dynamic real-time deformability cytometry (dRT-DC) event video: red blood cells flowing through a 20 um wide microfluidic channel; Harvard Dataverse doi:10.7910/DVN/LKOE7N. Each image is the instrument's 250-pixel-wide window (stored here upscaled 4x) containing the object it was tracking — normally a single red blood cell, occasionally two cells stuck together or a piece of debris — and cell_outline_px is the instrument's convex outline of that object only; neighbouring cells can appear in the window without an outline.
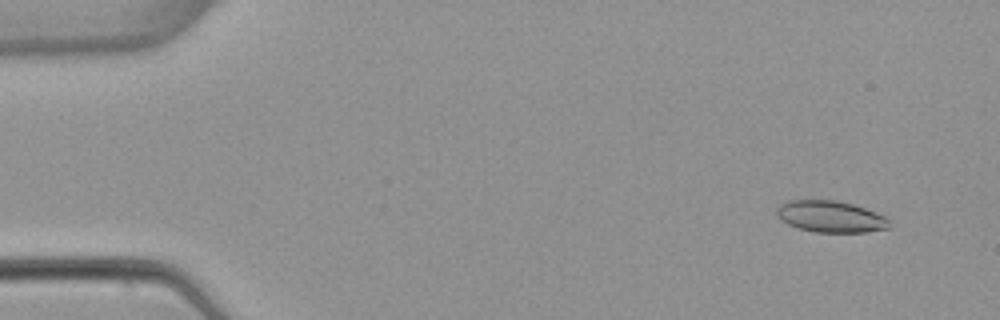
{"species": "common noctule bat (a hibernating species)", "species_latin": "Nyctalus noctula", "temperature_condition": "warm", "stored_images_in_passage": 4, "camera_frame_rate_fps": 3000, "um_per_image_px": 0.085, "animal": {"sex": "female", "body_mass_g": 22.7, "forearm_length_mm": 54.2}, "frame": {"image": 1, "passage_image": 1, "time_ms": 0.0, "image_size_px": [1000, 320], "cell_outline_px": [[888, 228], [864, 232], [816, 232], [800, 228], [788, 224], [780, 220], [776, 216], [776, 208], [780, 204], [788, 200], [836, 200], [852, 204], [888, 216]], "centroid_in_image_um": [70.57, 18.4], "position_along_channel_um": 14.4, "area_um2": 20.69}}
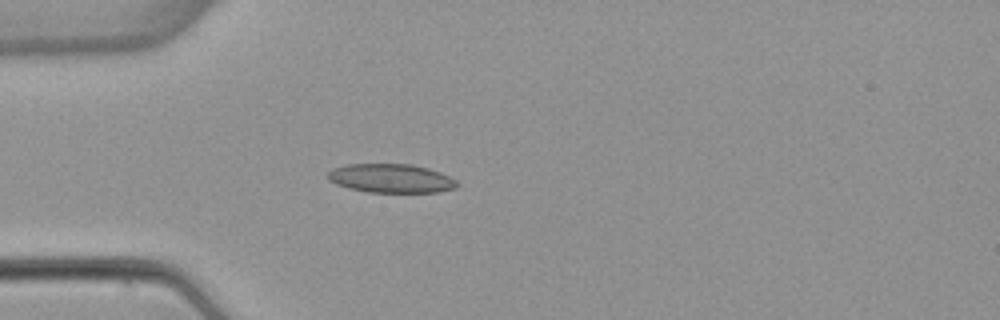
{"frame": {"image": 2, "passage_image": 4, "time_ms": 3.667, "image_size_px": [1000, 320], "cell_outline_px": [[460, 184], [456, 188], [440, 192], [368, 192], [348, 188], [336, 184], [328, 180], [324, 176], [332, 168], [348, 164], [412, 164], [428, 168], [440, 172], [456, 180]], "centroid_in_image_um": [33.22, 15.16], "position_along_channel_um": 51.8, "area_um2": 21.96}}